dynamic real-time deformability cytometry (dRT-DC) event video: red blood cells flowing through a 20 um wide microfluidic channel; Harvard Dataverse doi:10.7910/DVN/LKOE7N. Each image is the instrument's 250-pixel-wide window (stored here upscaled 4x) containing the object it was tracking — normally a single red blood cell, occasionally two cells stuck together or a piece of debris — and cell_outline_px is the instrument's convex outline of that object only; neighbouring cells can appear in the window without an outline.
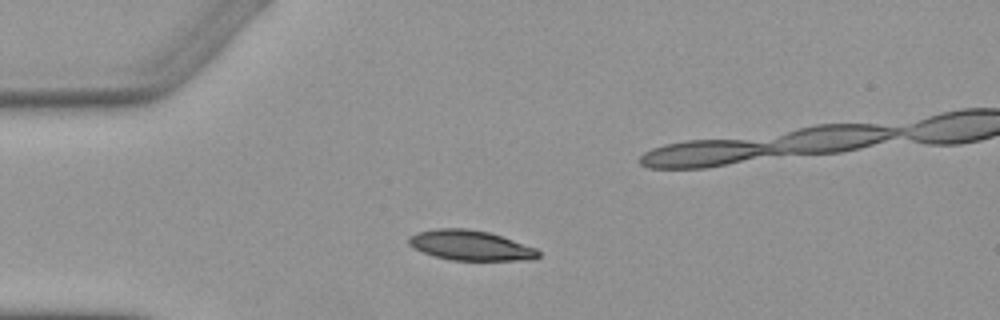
{"species": "Egyptian fruit bat (a non-hibernating species)", "species_latin": "Rousettus aegyptiacus", "temperature_condition": "warm", "stored_images_in_passage": 3, "camera_frame_rate_fps": 3000, "um_per_image_px": 0.085, "animal": {"sex": "female"}, "frame": {"image": 1, "passage_image": 3, "time_ms": 2.333, "image_size_px": [1000, 320], "cell_outline_px": [[540, 256], [532, 260], [452, 260], [436, 256], [424, 252], [408, 244], [408, 236], [416, 232], [436, 228], [468, 228], [488, 232], [536, 248], [540, 252]], "centroid_in_image_um": [39.98, 20.85], "position_along_channel_um": 45.0, "area_um2": 22.54}}